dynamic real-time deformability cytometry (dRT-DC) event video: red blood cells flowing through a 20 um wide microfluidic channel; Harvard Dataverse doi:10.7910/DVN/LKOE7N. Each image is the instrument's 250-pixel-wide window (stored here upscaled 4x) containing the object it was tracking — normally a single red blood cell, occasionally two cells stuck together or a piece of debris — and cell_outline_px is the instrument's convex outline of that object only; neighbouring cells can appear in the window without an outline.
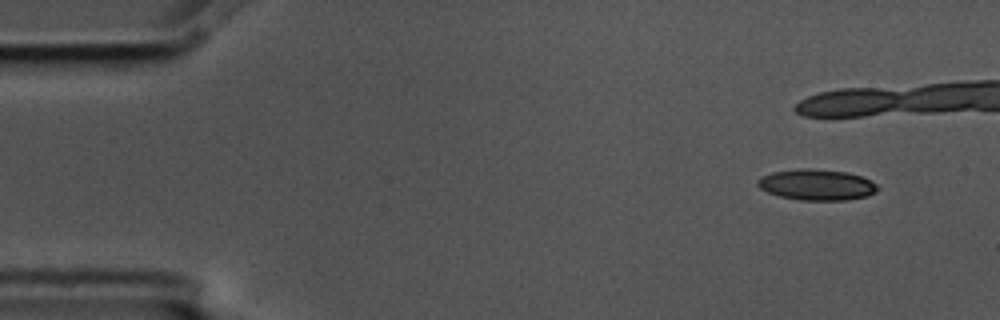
{"species": "common noctule bat (a hibernating species)", "species_latin": "Nyctalus noctula", "temperature_condition": "cold", "stored_images_in_passage": 10, "camera_frame_rate_fps": 3000, "um_per_image_px": 0.085, "animal": {"sex": "male", "body_mass_g": 17.5, "forearm_length_mm": 52.3}, "frame": {"image": 1, "passage_image": 1, "time_ms": 0.0, "image_size_px": [1000, 320], "cell_outline_px": [[876, 192], [868, 196], [848, 200], [800, 200], [780, 196], [768, 192], [760, 188], [756, 184], [756, 180], [760, 176], [772, 172], [800, 168], [808, 168], [844, 172], [860, 176], [876, 184]], "centroid_in_image_um": [69.37, 15.7], "position_along_channel_um": 15.6, "area_um2": 21.5}}